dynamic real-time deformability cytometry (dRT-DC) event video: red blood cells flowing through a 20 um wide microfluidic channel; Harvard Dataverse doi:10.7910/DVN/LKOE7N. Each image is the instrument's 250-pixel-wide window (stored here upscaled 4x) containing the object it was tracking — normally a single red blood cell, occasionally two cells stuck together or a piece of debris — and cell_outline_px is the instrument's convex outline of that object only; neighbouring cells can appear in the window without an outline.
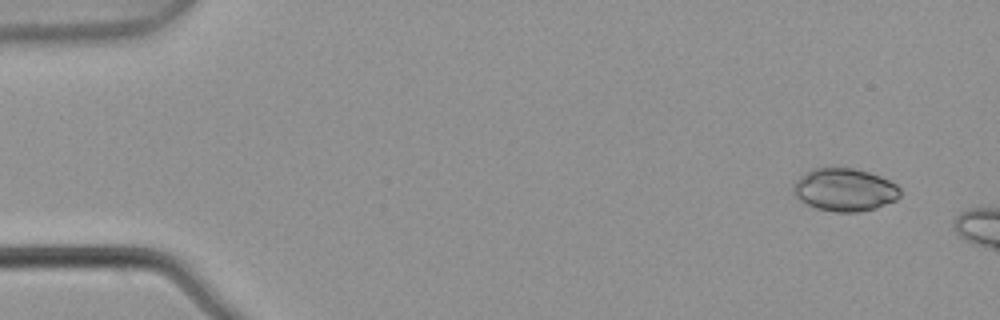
{"species": "common noctule bat (a hibernating species)", "species_latin": "Nyctalus noctula", "temperature_condition": "warm", "stored_images_in_passage": 3, "camera_frame_rate_fps": 3000, "um_per_image_px": 0.085, "animal": {"sex": "male", "body_mass_g": 21.5, "forearm_length_mm": 52.0}, "frame": {"image": 1, "passage_image": 1, "time_ms": 0.0, "image_size_px": [1000, 320], "cell_outline_px": [[900, 196], [896, 200], [876, 208], [860, 212], [836, 212], [816, 208], [800, 200], [792, 192], [792, 184], [800, 176], [812, 168], [852, 168], [868, 172], [880, 176], [896, 184], [900, 188]], "centroid_in_image_um": [71.78, 16.13], "position_along_channel_um": 13.2, "area_um2": 26.7}}